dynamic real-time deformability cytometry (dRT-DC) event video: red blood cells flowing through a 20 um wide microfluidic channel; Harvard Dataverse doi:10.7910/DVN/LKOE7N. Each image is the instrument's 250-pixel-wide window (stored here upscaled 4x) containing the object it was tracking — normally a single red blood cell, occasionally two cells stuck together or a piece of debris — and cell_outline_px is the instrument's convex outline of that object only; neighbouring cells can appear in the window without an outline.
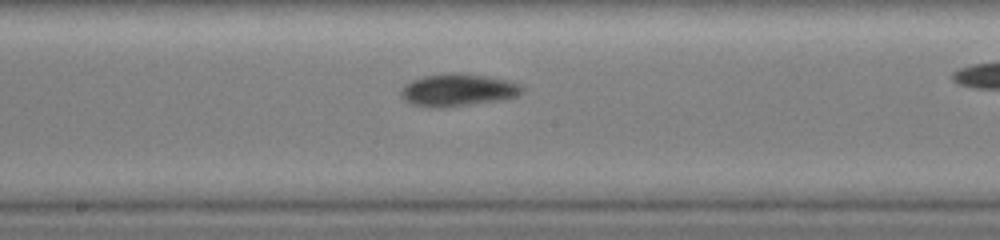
{"species": "common noctule bat (a hibernating species)", "species_latin": "Nyctalus noctula", "temperature_condition": "warm", "stored_images_in_passage": 31, "camera_frame_rate_fps": 3000, "um_per_image_px": 0.085, "animal": {"sex": "female", "body_mass_g": 19.0, "forearm_length_mm": 51.5}, "frame": {"image": 1, "passage_image": 14, "time_ms": 5.0, "image_size_px": [1000, 240], "cell_outline_px": [[524, 88], [516, 96], [504, 100], [440, 108], [432, 108], [412, 104], [404, 100], [400, 96], [400, 92], [412, 80], [424, 76], [448, 72], [456, 72], [488, 76], [508, 80], [520, 84]], "centroid_in_image_um": [38.93, 7.65], "position_along_channel_um": 209.3, "area_um2": 23.0}}